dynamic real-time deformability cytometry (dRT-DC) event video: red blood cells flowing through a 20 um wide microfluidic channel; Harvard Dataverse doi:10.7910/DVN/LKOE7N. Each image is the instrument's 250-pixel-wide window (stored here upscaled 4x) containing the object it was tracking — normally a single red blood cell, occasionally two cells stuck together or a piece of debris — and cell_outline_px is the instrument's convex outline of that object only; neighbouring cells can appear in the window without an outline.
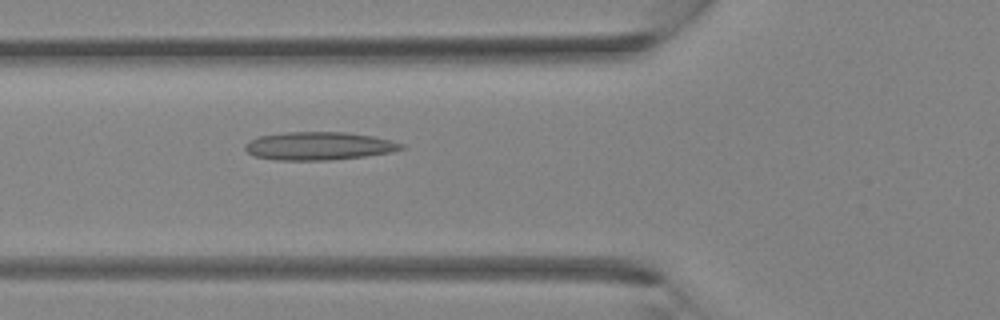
{"species": "Egyptian fruit bat (a non-hibernating species)", "species_latin": "Rousettus aegyptiacus", "temperature_condition": "room temperature", "stored_images_in_passage": 38, "camera_frame_rate_fps": 3000, "um_per_image_px": 0.085, "animal": {"sex": "female"}, "frame": {"image": 1, "passage_image": 14, "time_ms": 4.333, "image_size_px": [1000, 320], "cell_outline_px": [[404, 148], [392, 152], [364, 156], [332, 160], [276, 160], [252, 156], [244, 148], [244, 144], [248, 140], [260, 136], [284, 132], [344, 132], [372, 136], [404, 144]], "centroid_in_image_um": [27.05, 12.41], "position_along_channel_um": 98.8, "area_um2": 25.61}}
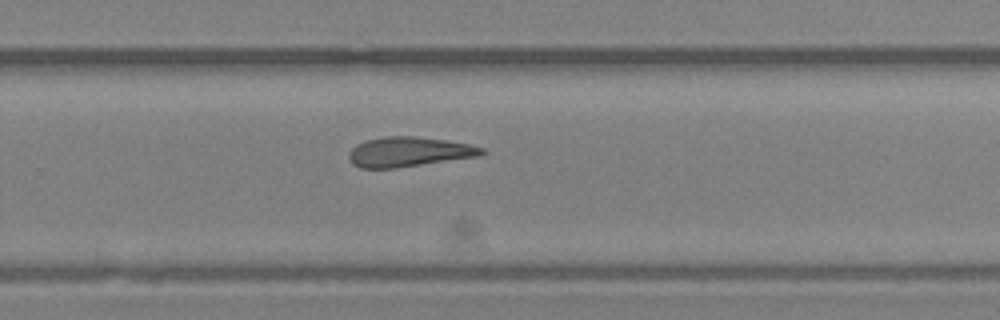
{"frame": {"image": 2, "passage_image": 25, "time_ms": 8.0, "image_size_px": [1000, 320], "cell_outline_px": [[488, 152], [480, 156], [396, 168], [360, 168], [352, 164], [348, 156], [348, 152], [356, 144], [364, 140], [384, 136], [412, 136], [448, 140], [468, 144], [484, 148]], "centroid_in_image_um": [34.75, 12.9], "position_along_channel_um": 295.1, "area_um2": 23.29}}
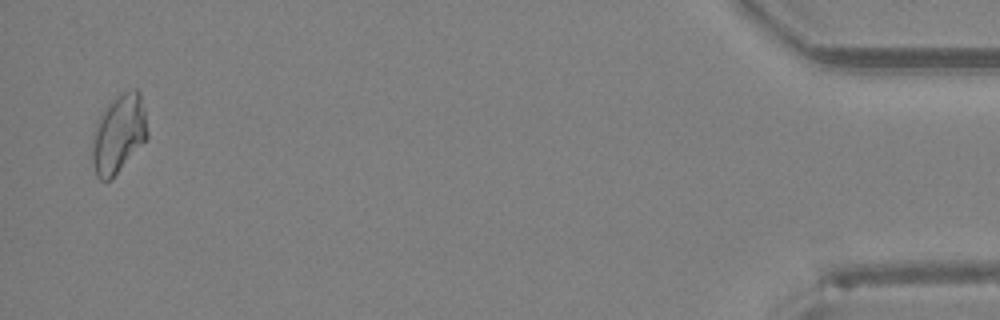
{"frame": {"image": 3, "passage_image": 37, "time_ms": 12.0, "image_size_px": [1000, 320], "cell_outline_px": [[148, 136], [112, 180], [100, 180], [96, 176], [92, 164], [92, 136], [96, 124], [104, 108], [116, 96], [132, 88], [136, 88], [140, 92], [148, 132]], "centroid_in_image_um": [10.06, 11.39], "position_along_channel_um": 425.1, "area_um2": 25.2}}